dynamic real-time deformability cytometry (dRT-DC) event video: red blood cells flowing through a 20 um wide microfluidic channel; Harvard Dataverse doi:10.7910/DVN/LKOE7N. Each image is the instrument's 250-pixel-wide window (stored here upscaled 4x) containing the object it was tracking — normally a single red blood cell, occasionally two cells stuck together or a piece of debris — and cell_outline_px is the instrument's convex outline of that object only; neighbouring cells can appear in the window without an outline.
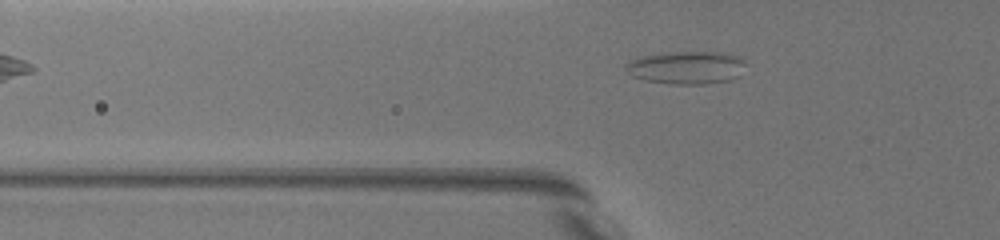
{"species": "common noctule bat (a hibernating species)", "species_latin": "Nyctalus noctula", "temperature_condition": "warm", "stored_images_in_passage": 14, "camera_frame_rate_fps": 3000, "um_per_image_px": 0.085, "animal": {"sex": "female", "body_mass_g": 19.5, "forearm_length_mm": 54.1}, "frame": {"image": 1, "passage_image": 4, "time_ms": 1.333, "image_size_px": [1000, 240], "cell_outline_px": [[744, 60], [728, 80], [700, 84], [672, 84], [644, 80], [632, 76], [624, 68], [632, 60], [640, 56], [668, 52], [720, 52], [740, 56]], "centroid_in_image_um": [58.22, 5.73], "position_along_channel_um": 67.6, "area_um2": 22.2}}
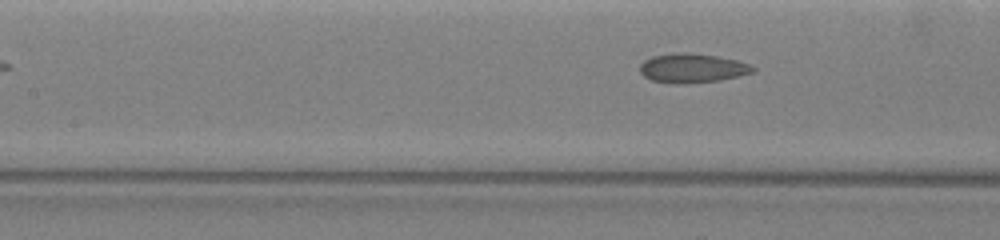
{"frame": {"image": 2, "passage_image": 10, "time_ms": 3.667, "image_size_px": [1000, 240], "cell_outline_px": [[756, 68], [752, 72], [720, 80], [680, 84], [676, 84], [652, 80], [644, 76], [640, 72], [640, 64], [644, 60], [652, 56], [680, 52], [688, 52], [716, 56], [736, 60], [748, 64]], "centroid_in_image_um": [58.8, 5.78], "position_along_channel_um": 148.6, "area_um2": 19.02}}
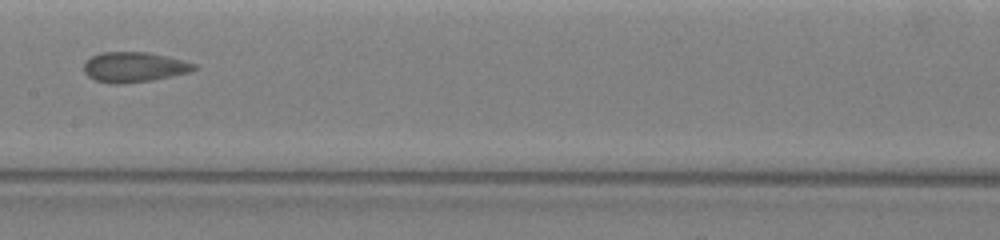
{"frame": {"image": 3, "passage_image": 13, "time_ms": 5.0, "image_size_px": [1000, 240], "cell_outline_px": [[196, 68], [188, 72], [172, 76], [152, 80], [120, 84], [112, 84], [96, 80], [88, 76], [84, 72], [84, 64], [92, 56], [100, 52], [148, 52], [196, 64]], "centroid_in_image_um": [11.36, 5.71], "position_along_channel_um": 196.0, "area_um2": 19.07}}